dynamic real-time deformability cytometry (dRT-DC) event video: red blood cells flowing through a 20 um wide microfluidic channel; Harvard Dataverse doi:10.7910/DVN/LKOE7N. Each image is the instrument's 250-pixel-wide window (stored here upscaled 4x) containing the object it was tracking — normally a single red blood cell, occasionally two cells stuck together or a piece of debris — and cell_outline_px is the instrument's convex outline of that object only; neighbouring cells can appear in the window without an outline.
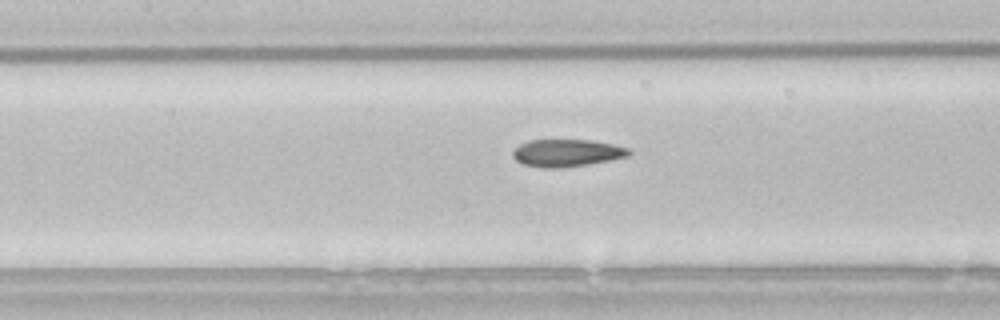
{"species": "common noctule bat (a hibernating species)", "species_latin": "Nyctalus noctula", "temperature_condition": "room temperature", "stored_images_in_passage": 39, "camera_frame_rate_fps": 3000, "um_per_image_px": 0.085, "animal": {"sex": "male", "body_mass_g": 21.5, "forearm_length_mm": 52.0}, "frame": {"image": 1, "passage_image": 10, "time_ms": 3.0, "image_size_px": [1000, 320], "cell_outline_px": [[632, 152], [628, 156], [612, 160], [588, 164], [552, 168], [544, 168], [524, 164], [516, 160], [512, 156], [512, 152], [520, 144], [528, 140], [592, 140], [632, 148]], "centroid_in_image_um": [48.22, 12.99], "position_along_channel_um": 159.2, "area_um2": 18.5}}
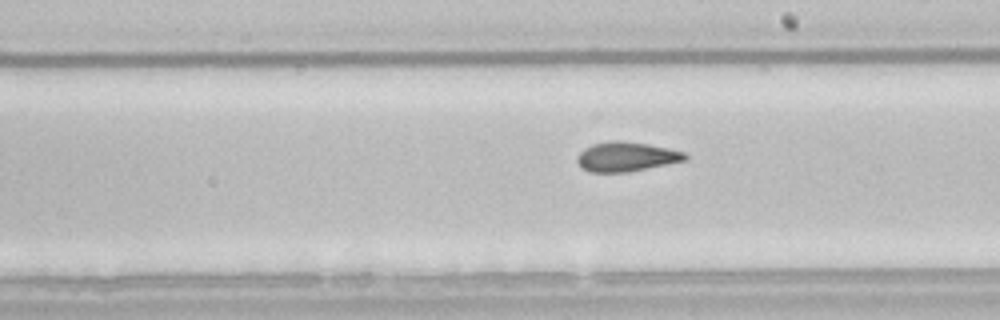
{"frame": {"image": 2, "passage_image": 16, "time_ms": 5.0, "image_size_px": [1000, 320], "cell_outline_px": [[688, 160], [628, 172], [588, 172], [580, 168], [576, 160], [576, 156], [584, 148], [592, 144], [612, 140], [620, 140], [648, 144], [668, 148], [684, 152], [688, 156]], "centroid_in_image_um": [53.21, 13.32], "position_along_channel_um": 235.8, "area_um2": 18.79}}
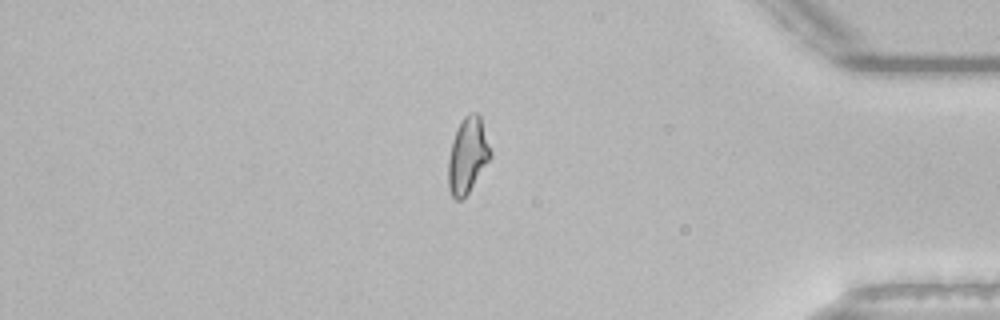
{"frame": {"image": 3, "passage_image": 31, "time_ms": 10.0, "image_size_px": [1000, 320], "cell_outline_px": [[492, 156], [468, 192], [460, 200], [456, 200], [452, 196], [448, 188], [448, 160], [452, 140], [456, 128], [464, 116], [472, 112], [476, 112], [480, 116], [492, 152]], "centroid_in_image_um": [39.74, 13.19], "position_along_channel_um": 395.5, "area_um2": 18.55}}